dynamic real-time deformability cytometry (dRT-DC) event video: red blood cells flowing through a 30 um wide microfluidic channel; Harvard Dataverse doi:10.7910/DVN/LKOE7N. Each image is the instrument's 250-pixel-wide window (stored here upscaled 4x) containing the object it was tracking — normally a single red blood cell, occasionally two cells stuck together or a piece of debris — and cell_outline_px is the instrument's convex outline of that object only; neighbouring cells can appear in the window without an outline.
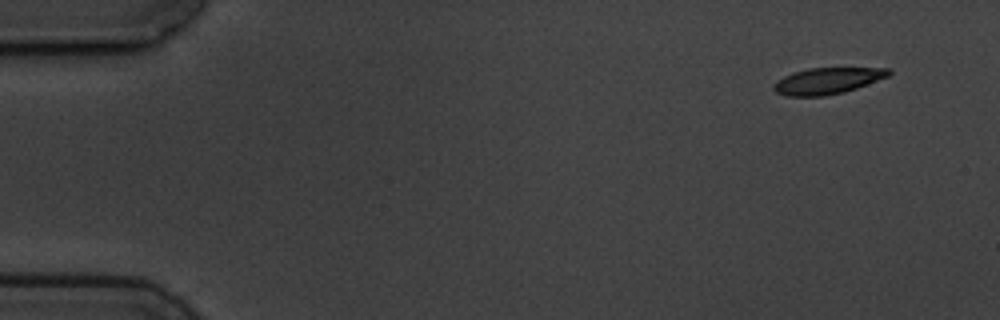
{"species": "common noctule bat (a hibernating species)", "species_latin": "Nyctalus noctula", "temperature_condition": "cold", "stored_images_in_passage": 5, "camera_frame_rate_fps": 3000, "um_per_image_px": 0.085, "animal": {"sex": "male", "body_mass_g": 19.5, "forearm_length_mm": 54.6}, "frame": {"image": 1, "passage_image": 1, "time_ms": 0.0, "image_size_px": [1000, 320], "cell_outline_px": [[892, 72], [888, 76], [856, 88], [844, 92], [824, 96], [784, 96], [776, 92], [772, 88], [772, 84], [776, 80], [792, 72], [808, 68], [892, 68]], "centroid_in_image_um": [70.28, 6.87], "position_along_channel_um": 14.7, "area_um2": 17.74}}
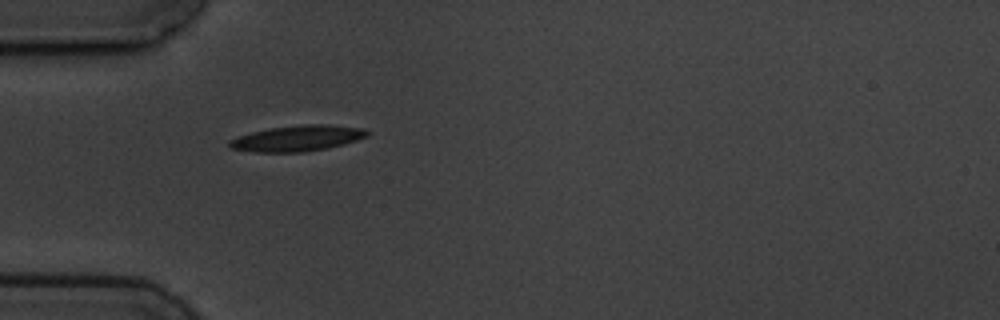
{"frame": {"image": 2, "passage_image": 4, "time_ms": 4.333, "image_size_px": [1000, 320], "cell_outline_px": [[368, 136], [344, 144], [328, 148], [304, 152], [252, 152], [232, 148], [228, 144], [228, 140], [252, 132], [268, 128], [304, 124], [328, 124], [364, 128], [368, 132]], "centroid_in_image_um": [25.29, 11.75], "position_along_channel_um": 59.7, "area_um2": 20.75}}
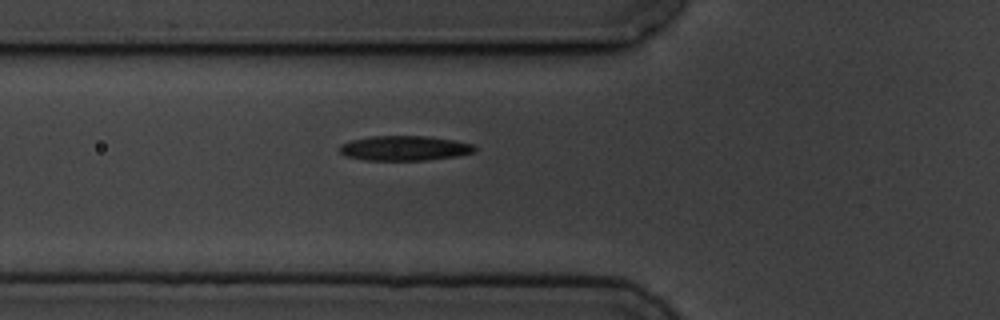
{"frame": {"image": 3, "passage_image": 5, "time_ms": 5.333, "image_size_px": [1000, 320], "cell_outline_px": [[476, 148], [472, 152], [456, 156], [428, 160], [368, 160], [344, 156], [340, 152], [340, 144], [352, 140], [372, 136], [428, 136], [456, 140], [472, 144]], "centroid_in_image_um": [34.37, 12.59], "position_along_channel_um": 91.4, "area_um2": 19.48}}